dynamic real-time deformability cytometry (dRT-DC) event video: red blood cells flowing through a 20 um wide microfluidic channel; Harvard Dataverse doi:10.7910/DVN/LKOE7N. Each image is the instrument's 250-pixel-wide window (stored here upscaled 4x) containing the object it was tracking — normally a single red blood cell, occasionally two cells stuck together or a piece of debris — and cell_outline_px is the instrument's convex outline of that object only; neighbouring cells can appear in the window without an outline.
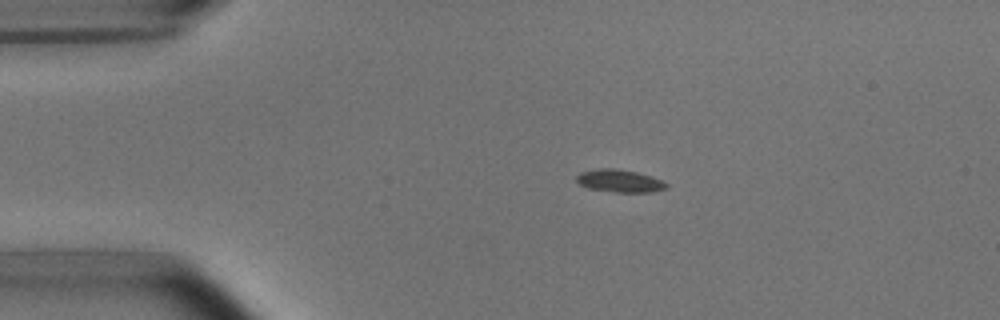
{"species": "common noctule bat (a hibernating species)", "species_latin": "Nyctalus noctula", "temperature_condition": "room temperature", "stored_images_in_passage": 3, "camera_frame_rate_fps": 3000, "um_per_image_px": 0.085, "animal": {"sex": "male", "body_mass_g": 15.6}, "frame": {"image": 1, "passage_image": 2, "time_ms": 2.0, "image_size_px": [1000, 320], "cell_outline_px": [[668, 188], [652, 192], [616, 192], [588, 188], [580, 184], [576, 180], [576, 176], [580, 172], [596, 168], [612, 168], [636, 172], [652, 176], [664, 180], [668, 184]], "centroid_in_image_um": [52.7, 15.37], "position_along_channel_um": 32.3, "area_um2": 11.96}}